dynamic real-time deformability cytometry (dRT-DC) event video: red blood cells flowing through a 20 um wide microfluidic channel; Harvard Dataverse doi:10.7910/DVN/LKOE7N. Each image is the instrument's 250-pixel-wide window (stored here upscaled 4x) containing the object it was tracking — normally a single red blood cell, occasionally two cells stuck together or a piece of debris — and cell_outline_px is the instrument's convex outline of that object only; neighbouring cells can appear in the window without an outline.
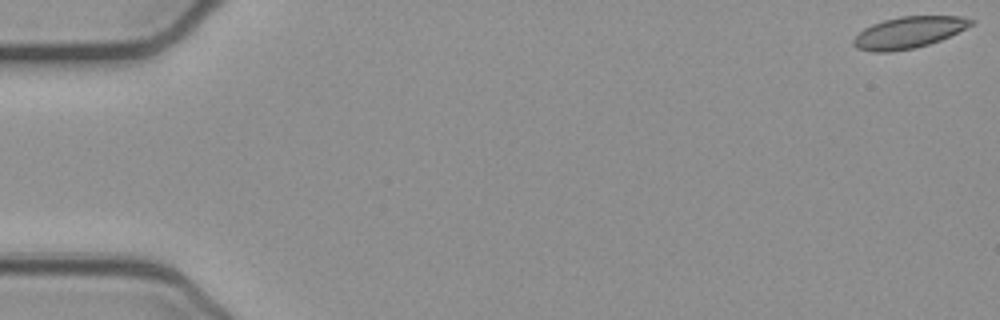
{"species": "common noctule bat (a hibernating species)", "species_latin": "Nyctalus noctula", "temperature_condition": "cold", "stored_images_in_passage": 53, "camera_frame_rate_fps": 3000, "um_per_image_px": 0.085, "animal": {"sex": "female", "body_mass_g": 21.9}, "frame": {"image": 1, "passage_image": 1, "time_ms": 0.0, "image_size_px": [1000, 320], "cell_outline_px": [[976, 20], [972, 24], [940, 40], [916, 48], [888, 52], [872, 52], [856, 48], [852, 44], [852, 40], [864, 28], [872, 24], [884, 20], [900, 16], [960, 16]], "centroid_in_image_um": [77.19, 2.76], "position_along_channel_um": 7.8, "area_um2": 21.44}}
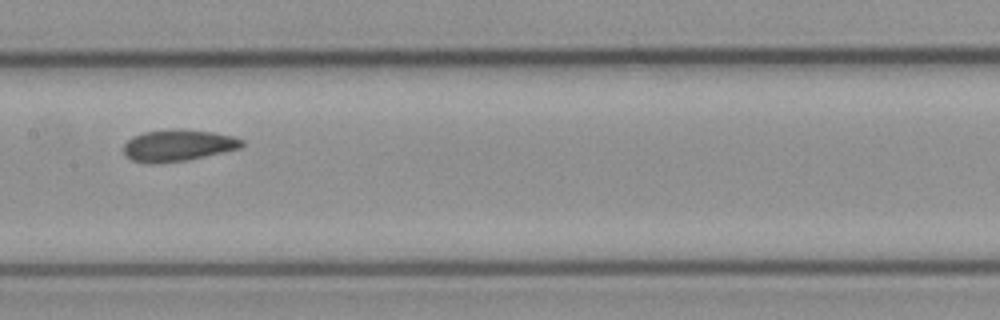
{"frame": {"image": 2, "passage_image": 27, "time_ms": 8.667, "image_size_px": [1000, 320], "cell_outline_px": [[244, 144], [240, 148], [224, 152], [188, 160], [156, 164], [148, 164], [132, 160], [124, 156], [124, 144], [132, 136], [144, 132], [212, 132], [232, 136], [244, 140]], "centroid_in_image_um": [15.1, 12.43], "position_along_channel_um": 192.3, "area_um2": 21.04}}
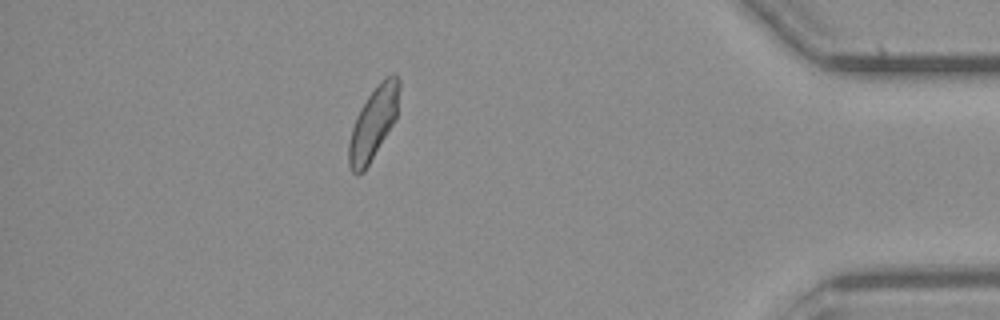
{"frame": {"image": 3, "passage_image": 47, "time_ms": 15.333, "image_size_px": [1000, 320], "cell_outline_px": [[400, 88], [396, 120], [364, 172], [356, 176], [352, 172], [348, 164], [348, 144], [352, 128], [356, 116], [360, 108], [368, 96], [380, 80], [384, 76], [392, 72], [396, 72], [400, 80]], "centroid_in_image_um": [31.75, 10.44], "position_along_channel_um": 403.4, "area_um2": 21.68}, "authors_computed_cell_mechanics": {"area_um2": 21.7328, "velocity_mm_per_s": 3.8689, "shape_relaxation_time_tau1_ms": 7.8565, "shape_relaxation_time_tau2_ms": 1.7912, "deformation_change_tau1": 0.1287, "deformation_change_tau2": 0.074}}